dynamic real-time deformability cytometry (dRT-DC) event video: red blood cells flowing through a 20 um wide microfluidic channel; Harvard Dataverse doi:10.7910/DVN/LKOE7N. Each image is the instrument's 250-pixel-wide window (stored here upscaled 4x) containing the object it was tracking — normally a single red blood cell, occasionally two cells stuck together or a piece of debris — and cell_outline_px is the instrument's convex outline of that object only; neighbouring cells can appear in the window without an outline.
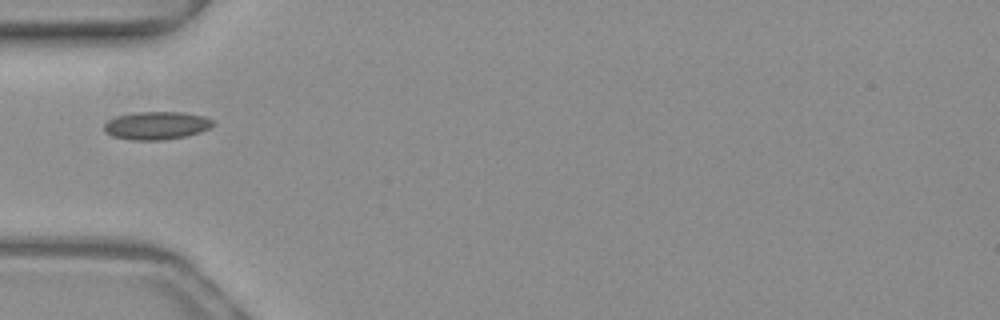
{"species": "common noctule bat (a hibernating species)", "species_latin": "Nyctalus noctula", "temperature_condition": "warm", "stored_images_in_passage": 28, "camera_frame_rate_fps": 3000, "um_per_image_px": 0.085, "animal": {"sex": "female", "body_mass_g": 19.3, "forearm_length_mm": 54.1}, "frame": {"image": 1, "passage_image": 1, "time_ms": 0.0, "image_size_px": [1000, 320], "cell_outline_px": [[212, 124], [208, 128], [200, 132], [184, 136], [164, 140], [132, 140], [112, 136], [104, 132], [104, 124], [108, 120], [116, 116], [136, 112], [184, 112], [204, 116], [212, 120]], "centroid_in_image_um": [13.26, 10.67], "position_along_channel_um": 71.7, "area_um2": 17.69}}
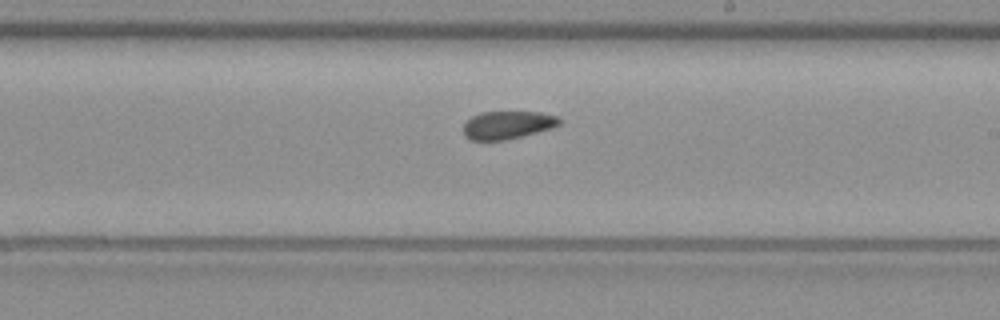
{"frame": {"image": 2, "passage_image": 14, "time_ms": 4.333, "image_size_px": [1000, 320], "cell_outline_px": [[564, 120], [560, 124], [552, 128], [504, 140], [472, 140], [464, 136], [464, 124], [472, 116], [480, 112], [544, 112], [560, 116]], "centroid_in_image_um": [43.2, 10.6], "position_along_channel_um": 245.8, "area_um2": 15.72}}
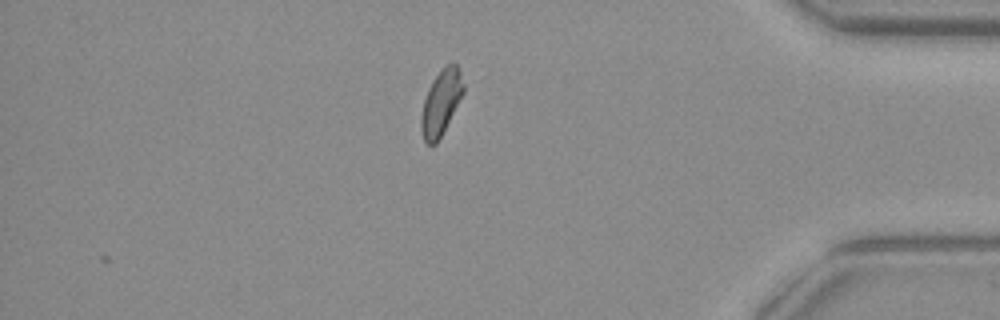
{"frame": {"image": 3, "passage_image": 28, "time_ms": 9.0, "image_size_px": [1000, 320], "cell_outline_px": [[464, 92], [436, 144], [428, 144], [424, 140], [420, 128], [420, 116], [424, 100], [428, 88], [432, 80], [448, 64], [456, 64], [460, 68], [464, 84]], "centroid_in_image_um": [37.48, 8.71], "position_along_channel_um": 397.7, "area_um2": 15.78}, "authors_computed_cell_mechanics": {"area_um2": 16.5019, "velocity_mm_per_s": 4.0007, "shape_relaxation_time_tau1_ms": null, "shape_relaxation_time_tau2_ms": 3.8761, "deformation_change_tau1": null, "deformation_change_tau2": 0.057}}